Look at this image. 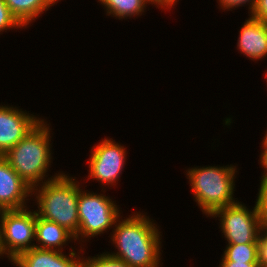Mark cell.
Wrapping results in <instances>:
<instances>
[{"label":"cell","instance_id":"13","mask_svg":"<svg viewBox=\"0 0 267 267\" xmlns=\"http://www.w3.org/2000/svg\"><path fill=\"white\" fill-rule=\"evenodd\" d=\"M75 245V237L66 228L56 222L45 220L36 213L34 247L40 249L63 251L71 242Z\"/></svg>","mask_w":267,"mask_h":267},{"label":"cell","instance_id":"29","mask_svg":"<svg viewBox=\"0 0 267 267\" xmlns=\"http://www.w3.org/2000/svg\"><path fill=\"white\" fill-rule=\"evenodd\" d=\"M152 5H154L156 7V0H151Z\"/></svg>","mask_w":267,"mask_h":267},{"label":"cell","instance_id":"9","mask_svg":"<svg viewBox=\"0 0 267 267\" xmlns=\"http://www.w3.org/2000/svg\"><path fill=\"white\" fill-rule=\"evenodd\" d=\"M13 105L0 104V156L18 144L43 118Z\"/></svg>","mask_w":267,"mask_h":267},{"label":"cell","instance_id":"22","mask_svg":"<svg viewBox=\"0 0 267 267\" xmlns=\"http://www.w3.org/2000/svg\"><path fill=\"white\" fill-rule=\"evenodd\" d=\"M250 16L254 19L267 23V0H257Z\"/></svg>","mask_w":267,"mask_h":267},{"label":"cell","instance_id":"10","mask_svg":"<svg viewBox=\"0 0 267 267\" xmlns=\"http://www.w3.org/2000/svg\"><path fill=\"white\" fill-rule=\"evenodd\" d=\"M32 196L30 188L14 171L8 161L0 156V205L4 210L27 208Z\"/></svg>","mask_w":267,"mask_h":267},{"label":"cell","instance_id":"21","mask_svg":"<svg viewBox=\"0 0 267 267\" xmlns=\"http://www.w3.org/2000/svg\"><path fill=\"white\" fill-rule=\"evenodd\" d=\"M258 265L267 267V225H263L257 241Z\"/></svg>","mask_w":267,"mask_h":267},{"label":"cell","instance_id":"23","mask_svg":"<svg viewBox=\"0 0 267 267\" xmlns=\"http://www.w3.org/2000/svg\"><path fill=\"white\" fill-rule=\"evenodd\" d=\"M262 147L260 150V158H259V162H260V167H262L264 171H262V176L260 179H265L267 178V144L262 140L261 141V146Z\"/></svg>","mask_w":267,"mask_h":267},{"label":"cell","instance_id":"26","mask_svg":"<svg viewBox=\"0 0 267 267\" xmlns=\"http://www.w3.org/2000/svg\"><path fill=\"white\" fill-rule=\"evenodd\" d=\"M4 256L5 255H4V253H3L2 249H1V243H0V258L3 260V258H5Z\"/></svg>","mask_w":267,"mask_h":267},{"label":"cell","instance_id":"19","mask_svg":"<svg viewBox=\"0 0 267 267\" xmlns=\"http://www.w3.org/2000/svg\"><path fill=\"white\" fill-rule=\"evenodd\" d=\"M255 203L262 226L267 225V178L260 179V185Z\"/></svg>","mask_w":267,"mask_h":267},{"label":"cell","instance_id":"3","mask_svg":"<svg viewBox=\"0 0 267 267\" xmlns=\"http://www.w3.org/2000/svg\"><path fill=\"white\" fill-rule=\"evenodd\" d=\"M81 184L75 176L63 172L59 177L33 187L31 200L37 205V215L56 222L75 236L79 228L78 197L83 186Z\"/></svg>","mask_w":267,"mask_h":267},{"label":"cell","instance_id":"27","mask_svg":"<svg viewBox=\"0 0 267 267\" xmlns=\"http://www.w3.org/2000/svg\"><path fill=\"white\" fill-rule=\"evenodd\" d=\"M265 136L263 137V141L267 144V129H266V131H265V134H264Z\"/></svg>","mask_w":267,"mask_h":267},{"label":"cell","instance_id":"5","mask_svg":"<svg viewBox=\"0 0 267 267\" xmlns=\"http://www.w3.org/2000/svg\"><path fill=\"white\" fill-rule=\"evenodd\" d=\"M82 188L83 186L80 187L78 197L79 228L74 237L78 246L84 247L83 243L87 240L89 242V239L98 238V235L113 229L123 211L112 197L108 194L106 196L107 190L102 189L103 193H96Z\"/></svg>","mask_w":267,"mask_h":267},{"label":"cell","instance_id":"17","mask_svg":"<svg viewBox=\"0 0 267 267\" xmlns=\"http://www.w3.org/2000/svg\"><path fill=\"white\" fill-rule=\"evenodd\" d=\"M81 255V267H131L126 262L113 257L106 251L88 257L83 256L85 255L84 251Z\"/></svg>","mask_w":267,"mask_h":267},{"label":"cell","instance_id":"14","mask_svg":"<svg viewBox=\"0 0 267 267\" xmlns=\"http://www.w3.org/2000/svg\"><path fill=\"white\" fill-rule=\"evenodd\" d=\"M60 0H5L12 15L24 27L29 28L41 15Z\"/></svg>","mask_w":267,"mask_h":267},{"label":"cell","instance_id":"4","mask_svg":"<svg viewBox=\"0 0 267 267\" xmlns=\"http://www.w3.org/2000/svg\"><path fill=\"white\" fill-rule=\"evenodd\" d=\"M238 166H194L184 172L198 208L208 218L215 210L237 202L234 193ZM238 170V171H237Z\"/></svg>","mask_w":267,"mask_h":267},{"label":"cell","instance_id":"16","mask_svg":"<svg viewBox=\"0 0 267 267\" xmlns=\"http://www.w3.org/2000/svg\"><path fill=\"white\" fill-rule=\"evenodd\" d=\"M220 261L258 262L257 243L227 244Z\"/></svg>","mask_w":267,"mask_h":267},{"label":"cell","instance_id":"11","mask_svg":"<svg viewBox=\"0 0 267 267\" xmlns=\"http://www.w3.org/2000/svg\"><path fill=\"white\" fill-rule=\"evenodd\" d=\"M74 249L75 246L71 245L69 253L65 254L63 251L33 247L19 254L11 261V264L16 267H81L82 256L80 254L85 247L80 246V249L76 248V251Z\"/></svg>","mask_w":267,"mask_h":267},{"label":"cell","instance_id":"15","mask_svg":"<svg viewBox=\"0 0 267 267\" xmlns=\"http://www.w3.org/2000/svg\"><path fill=\"white\" fill-rule=\"evenodd\" d=\"M98 2L104 7L107 16L121 21L144 15L146 7L152 5L151 0H98Z\"/></svg>","mask_w":267,"mask_h":267},{"label":"cell","instance_id":"2","mask_svg":"<svg viewBox=\"0 0 267 267\" xmlns=\"http://www.w3.org/2000/svg\"><path fill=\"white\" fill-rule=\"evenodd\" d=\"M50 126L43 118L18 144L3 155L30 188L53 180L63 173L57 171L50 177L47 175L48 170L51 172L50 167L54 159L51 147L54 134L51 133Z\"/></svg>","mask_w":267,"mask_h":267},{"label":"cell","instance_id":"1","mask_svg":"<svg viewBox=\"0 0 267 267\" xmlns=\"http://www.w3.org/2000/svg\"><path fill=\"white\" fill-rule=\"evenodd\" d=\"M131 213L116 221L109 235L115 252H106L131 267H162L160 227L143 211Z\"/></svg>","mask_w":267,"mask_h":267},{"label":"cell","instance_id":"24","mask_svg":"<svg viewBox=\"0 0 267 267\" xmlns=\"http://www.w3.org/2000/svg\"><path fill=\"white\" fill-rule=\"evenodd\" d=\"M218 267H259L258 262L219 261Z\"/></svg>","mask_w":267,"mask_h":267},{"label":"cell","instance_id":"6","mask_svg":"<svg viewBox=\"0 0 267 267\" xmlns=\"http://www.w3.org/2000/svg\"><path fill=\"white\" fill-rule=\"evenodd\" d=\"M209 217L218 218L226 244L257 243L262 224L256 203L252 209L237 201L215 210Z\"/></svg>","mask_w":267,"mask_h":267},{"label":"cell","instance_id":"30","mask_svg":"<svg viewBox=\"0 0 267 267\" xmlns=\"http://www.w3.org/2000/svg\"><path fill=\"white\" fill-rule=\"evenodd\" d=\"M265 76H266L265 77V79H266L265 81H266V84H267V70L265 71Z\"/></svg>","mask_w":267,"mask_h":267},{"label":"cell","instance_id":"12","mask_svg":"<svg viewBox=\"0 0 267 267\" xmlns=\"http://www.w3.org/2000/svg\"><path fill=\"white\" fill-rule=\"evenodd\" d=\"M248 16L239 31L236 48L253 61H263L267 58V23Z\"/></svg>","mask_w":267,"mask_h":267},{"label":"cell","instance_id":"8","mask_svg":"<svg viewBox=\"0 0 267 267\" xmlns=\"http://www.w3.org/2000/svg\"><path fill=\"white\" fill-rule=\"evenodd\" d=\"M126 149L120 141L118 143L110 137H105L95 144L90 150L86 183L89 180H96L102 189L116 186L126 165L128 154Z\"/></svg>","mask_w":267,"mask_h":267},{"label":"cell","instance_id":"25","mask_svg":"<svg viewBox=\"0 0 267 267\" xmlns=\"http://www.w3.org/2000/svg\"><path fill=\"white\" fill-rule=\"evenodd\" d=\"M179 0H156V8L164 10H173L171 8H174L175 5H177Z\"/></svg>","mask_w":267,"mask_h":267},{"label":"cell","instance_id":"20","mask_svg":"<svg viewBox=\"0 0 267 267\" xmlns=\"http://www.w3.org/2000/svg\"><path fill=\"white\" fill-rule=\"evenodd\" d=\"M257 0H217L219 5V9L223 11H233L238 9L239 7H243L246 5L248 7V14L250 15L256 5Z\"/></svg>","mask_w":267,"mask_h":267},{"label":"cell","instance_id":"28","mask_svg":"<svg viewBox=\"0 0 267 267\" xmlns=\"http://www.w3.org/2000/svg\"><path fill=\"white\" fill-rule=\"evenodd\" d=\"M4 209L1 207V205H0V220H1V218H2V215H3V213H4Z\"/></svg>","mask_w":267,"mask_h":267},{"label":"cell","instance_id":"7","mask_svg":"<svg viewBox=\"0 0 267 267\" xmlns=\"http://www.w3.org/2000/svg\"><path fill=\"white\" fill-rule=\"evenodd\" d=\"M36 210H5L0 220L1 249L9 262L35 244Z\"/></svg>","mask_w":267,"mask_h":267},{"label":"cell","instance_id":"18","mask_svg":"<svg viewBox=\"0 0 267 267\" xmlns=\"http://www.w3.org/2000/svg\"><path fill=\"white\" fill-rule=\"evenodd\" d=\"M25 29L17 19L12 15L5 0H0V34L10 31L11 29Z\"/></svg>","mask_w":267,"mask_h":267}]
</instances>
